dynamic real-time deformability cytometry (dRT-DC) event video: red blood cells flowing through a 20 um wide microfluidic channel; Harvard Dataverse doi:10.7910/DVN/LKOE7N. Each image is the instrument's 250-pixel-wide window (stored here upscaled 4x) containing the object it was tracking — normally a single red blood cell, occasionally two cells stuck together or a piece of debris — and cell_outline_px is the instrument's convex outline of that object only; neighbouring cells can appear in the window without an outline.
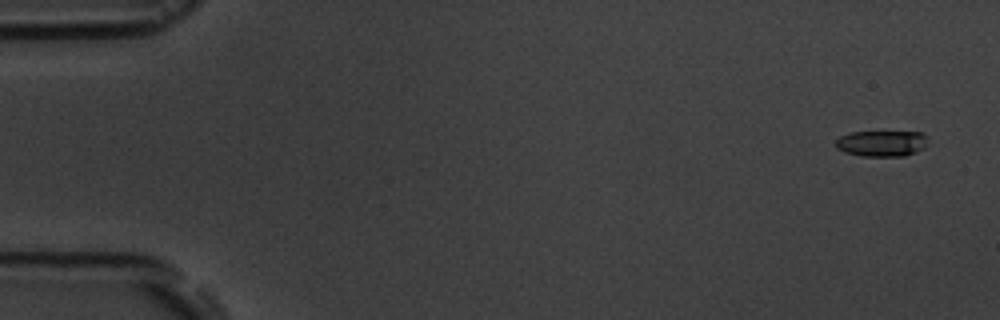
{"species": "common noctule bat (a hibernating species)", "species_latin": "Nyctalus noctula", "temperature_condition": "room temperature", "stored_images_in_passage": 5, "segment_of_instrument_passage": [1, 2], "camera_frame_rate_fps": 3000, "um_per_image_px": 0.085, "animal": {"sex": "male", "body_mass_g": 19.5, "forearm_length_mm": 54.6}, "frame": {"image": 1, "passage_image": 1, "time_ms": 0.0, "image_size_px": [1000, 320], "cell_outline_px": [[924, 148], [916, 152], [904, 156], [860, 156], [844, 152], [836, 148], [836, 140], [840, 136], [848, 132], [920, 132], [924, 136]], "centroid_in_image_um": [74.87, 12.2], "position_along_channel_um": 10.1, "area_um2": 13.81}}
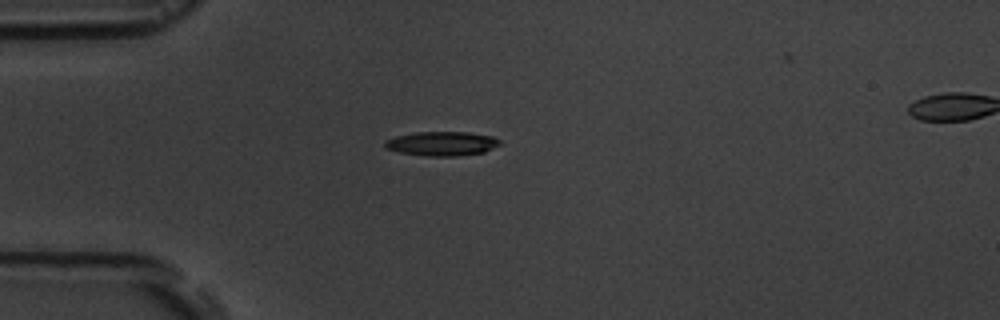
{"frame": {"image": 2, "passage_image": 4, "time_ms": 4.333, "image_size_px": [1000, 320], "cell_outline_px": [[500, 144], [484, 152], [456, 156], [428, 156], [400, 152], [384, 148], [384, 140], [396, 136], [416, 132], [468, 132], [492, 136], [500, 140]], "centroid_in_image_um": [37.53, 12.2], "position_along_channel_um": 47.5, "area_um2": 16.18}}